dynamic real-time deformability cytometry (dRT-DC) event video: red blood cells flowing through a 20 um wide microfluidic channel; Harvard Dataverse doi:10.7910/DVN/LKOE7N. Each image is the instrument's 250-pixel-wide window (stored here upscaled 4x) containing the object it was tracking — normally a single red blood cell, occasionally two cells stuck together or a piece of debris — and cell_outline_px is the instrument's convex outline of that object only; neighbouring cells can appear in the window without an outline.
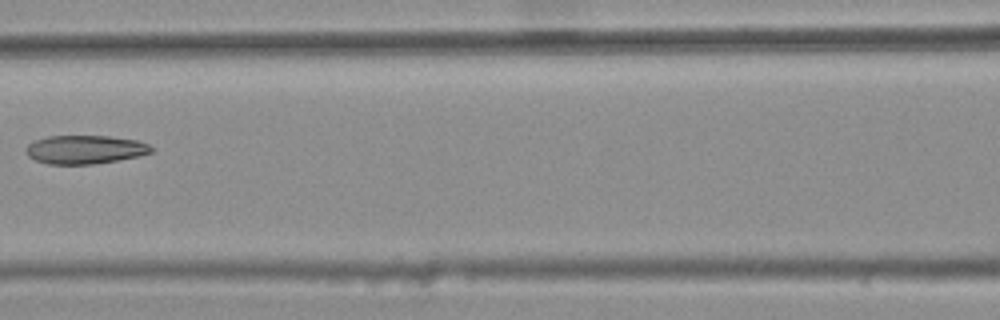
{"species": "common noctule bat (a hibernating species)", "species_latin": "Nyctalus noctula", "temperature_condition": "warm", "stored_images_in_passage": 8, "camera_frame_rate_fps": 3000, "um_per_image_px": 0.085, "animal": {"sex": "female", "body_mass_g": 25.1}, "frame": {"image": 1, "passage_image": 7, "time_ms": 2.0, "image_size_px": [1000, 320], "cell_outline_px": [[152, 152], [140, 156], [92, 164], [48, 164], [36, 160], [28, 156], [24, 148], [28, 144], [36, 140], [48, 136], [108, 136], [136, 140], [148, 144], [152, 148]], "centroid_in_image_um": [7.2, 12.71], "position_along_channel_um": 159.4, "area_um2": 20.75}}
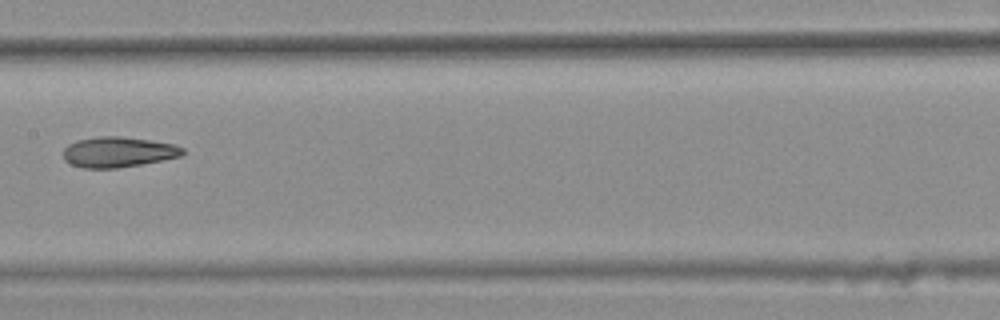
{"frame": {"image": 2, "passage_image": 8, "time_ms": 2.333, "image_size_px": [1000, 320], "cell_outline_px": [[184, 152], [180, 156], [140, 164], [116, 168], [84, 168], [72, 164], [64, 160], [64, 148], [68, 144], [76, 140], [100, 136], [120, 136], [148, 140], [172, 144], [184, 148]], "centroid_in_image_um": [10.0, 12.92], "position_along_channel_um": 197.4, "area_um2": 20.87}}